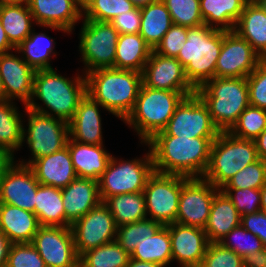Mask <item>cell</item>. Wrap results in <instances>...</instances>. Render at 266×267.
I'll return each mask as SVG.
<instances>
[{
	"mask_svg": "<svg viewBox=\"0 0 266 267\" xmlns=\"http://www.w3.org/2000/svg\"><path fill=\"white\" fill-rule=\"evenodd\" d=\"M217 137L184 138L167 135L163 130L147 142L154 171L161 174L202 178L210 158L213 141Z\"/></svg>",
	"mask_w": 266,
	"mask_h": 267,
	"instance_id": "6da1fadb",
	"label": "cell"
},
{
	"mask_svg": "<svg viewBox=\"0 0 266 267\" xmlns=\"http://www.w3.org/2000/svg\"><path fill=\"white\" fill-rule=\"evenodd\" d=\"M87 94L85 75L72 79L62 76L53 69L37 70L33 79V92L27 108L59 118L67 123L75 115L80 101ZM42 101L41 104L36 102ZM44 106V107H43Z\"/></svg>",
	"mask_w": 266,
	"mask_h": 267,
	"instance_id": "7a4b0ae2",
	"label": "cell"
},
{
	"mask_svg": "<svg viewBox=\"0 0 266 267\" xmlns=\"http://www.w3.org/2000/svg\"><path fill=\"white\" fill-rule=\"evenodd\" d=\"M87 94L104 110L124 121L134 109L142 73L132 70L103 68L85 74Z\"/></svg>",
	"mask_w": 266,
	"mask_h": 267,
	"instance_id": "3957f363",
	"label": "cell"
},
{
	"mask_svg": "<svg viewBox=\"0 0 266 267\" xmlns=\"http://www.w3.org/2000/svg\"><path fill=\"white\" fill-rule=\"evenodd\" d=\"M195 93L207 106L220 132L229 131L250 105L247 77H214Z\"/></svg>",
	"mask_w": 266,
	"mask_h": 267,
	"instance_id": "277c9868",
	"label": "cell"
},
{
	"mask_svg": "<svg viewBox=\"0 0 266 267\" xmlns=\"http://www.w3.org/2000/svg\"><path fill=\"white\" fill-rule=\"evenodd\" d=\"M221 48L222 30L205 24L188 28L187 41L176 59L185 68L186 77L195 89L215 77Z\"/></svg>",
	"mask_w": 266,
	"mask_h": 267,
	"instance_id": "5b68a950",
	"label": "cell"
},
{
	"mask_svg": "<svg viewBox=\"0 0 266 267\" xmlns=\"http://www.w3.org/2000/svg\"><path fill=\"white\" fill-rule=\"evenodd\" d=\"M186 96L179 91L152 89L143 83L132 112L123 121L137 132L140 143L162 131Z\"/></svg>",
	"mask_w": 266,
	"mask_h": 267,
	"instance_id": "8992f818",
	"label": "cell"
},
{
	"mask_svg": "<svg viewBox=\"0 0 266 267\" xmlns=\"http://www.w3.org/2000/svg\"><path fill=\"white\" fill-rule=\"evenodd\" d=\"M258 159L255 141L221 131L212 143L209 164L202 178L220 189L238 171Z\"/></svg>",
	"mask_w": 266,
	"mask_h": 267,
	"instance_id": "52a82bcc",
	"label": "cell"
},
{
	"mask_svg": "<svg viewBox=\"0 0 266 267\" xmlns=\"http://www.w3.org/2000/svg\"><path fill=\"white\" fill-rule=\"evenodd\" d=\"M136 158L126 161L112 155L98 180L102 202L115 195L143 192L148 178L154 173V164L150 150L141 159Z\"/></svg>",
	"mask_w": 266,
	"mask_h": 267,
	"instance_id": "ba28073f",
	"label": "cell"
},
{
	"mask_svg": "<svg viewBox=\"0 0 266 267\" xmlns=\"http://www.w3.org/2000/svg\"><path fill=\"white\" fill-rule=\"evenodd\" d=\"M27 114V127L23 125V144L26 141L30 149L28 161L21 159L18 164L29 165L32 161L57 152L67 145L69 139L68 123L62 119L51 117L36 111H33L25 106ZM26 127V128H25ZM27 129V130H26ZM25 160V161H24Z\"/></svg>",
	"mask_w": 266,
	"mask_h": 267,
	"instance_id": "9c48e42d",
	"label": "cell"
},
{
	"mask_svg": "<svg viewBox=\"0 0 266 267\" xmlns=\"http://www.w3.org/2000/svg\"><path fill=\"white\" fill-rule=\"evenodd\" d=\"M79 51L85 65L83 74L103 68H114L119 32L110 22L82 19Z\"/></svg>",
	"mask_w": 266,
	"mask_h": 267,
	"instance_id": "30bf717a",
	"label": "cell"
},
{
	"mask_svg": "<svg viewBox=\"0 0 266 267\" xmlns=\"http://www.w3.org/2000/svg\"><path fill=\"white\" fill-rule=\"evenodd\" d=\"M188 177L161 174L154 171L143 190L147 218L150 217L163 226L176 221L182 185Z\"/></svg>",
	"mask_w": 266,
	"mask_h": 267,
	"instance_id": "8fae6325",
	"label": "cell"
},
{
	"mask_svg": "<svg viewBox=\"0 0 266 267\" xmlns=\"http://www.w3.org/2000/svg\"><path fill=\"white\" fill-rule=\"evenodd\" d=\"M163 131L184 138L217 137L220 133L207 106L196 93L181 101Z\"/></svg>",
	"mask_w": 266,
	"mask_h": 267,
	"instance_id": "7c38bea8",
	"label": "cell"
},
{
	"mask_svg": "<svg viewBox=\"0 0 266 267\" xmlns=\"http://www.w3.org/2000/svg\"><path fill=\"white\" fill-rule=\"evenodd\" d=\"M75 250L83 253L114 241L117 225L108 206L101 202L71 225Z\"/></svg>",
	"mask_w": 266,
	"mask_h": 267,
	"instance_id": "4fadbf2b",
	"label": "cell"
},
{
	"mask_svg": "<svg viewBox=\"0 0 266 267\" xmlns=\"http://www.w3.org/2000/svg\"><path fill=\"white\" fill-rule=\"evenodd\" d=\"M263 61L251 44L234 30H222V48L215 67V77H248Z\"/></svg>",
	"mask_w": 266,
	"mask_h": 267,
	"instance_id": "5bb4252c",
	"label": "cell"
},
{
	"mask_svg": "<svg viewBox=\"0 0 266 267\" xmlns=\"http://www.w3.org/2000/svg\"><path fill=\"white\" fill-rule=\"evenodd\" d=\"M219 190L203 178H189L181 188L175 222L204 229L213 198Z\"/></svg>",
	"mask_w": 266,
	"mask_h": 267,
	"instance_id": "9a60e30c",
	"label": "cell"
},
{
	"mask_svg": "<svg viewBox=\"0 0 266 267\" xmlns=\"http://www.w3.org/2000/svg\"><path fill=\"white\" fill-rule=\"evenodd\" d=\"M31 243L46 267H76L79 264L71 227L41 226Z\"/></svg>",
	"mask_w": 266,
	"mask_h": 267,
	"instance_id": "2e32d148",
	"label": "cell"
},
{
	"mask_svg": "<svg viewBox=\"0 0 266 267\" xmlns=\"http://www.w3.org/2000/svg\"><path fill=\"white\" fill-rule=\"evenodd\" d=\"M142 83L152 89L179 91L186 97L195 94L189 83L185 68L175 57H166L154 50L142 72Z\"/></svg>",
	"mask_w": 266,
	"mask_h": 267,
	"instance_id": "e0dca14e",
	"label": "cell"
},
{
	"mask_svg": "<svg viewBox=\"0 0 266 267\" xmlns=\"http://www.w3.org/2000/svg\"><path fill=\"white\" fill-rule=\"evenodd\" d=\"M27 5L36 25L46 29L71 34L83 19V6L78 0H28Z\"/></svg>",
	"mask_w": 266,
	"mask_h": 267,
	"instance_id": "ac0fdd59",
	"label": "cell"
},
{
	"mask_svg": "<svg viewBox=\"0 0 266 267\" xmlns=\"http://www.w3.org/2000/svg\"><path fill=\"white\" fill-rule=\"evenodd\" d=\"M39 184L28 165L15 161L0 180V203L34 212Z\"/></svg>",
	"mask_w": 266,
	"mask_h": 267,
	"instance_id": "d6986e66",
	"label": "cell"
},
{
	"mask_svg": "<svg viewBox=\"0 0 266 267\" xmlns=\"http://www.w3.org/2000/svg\"><path fill=\"white\" fill-rule=\"evenodd\" d=\"M12 52L0 53V76L5 101H21L24 107L30 102L33 92L35 70L22 57ZM21 57V58H20Z\"/></svg>",
	"mask_w": 266,
	"mask_h": 267,
	"instance_id": "ffe728a7",
	"label": "cell"
},
{
	"mask_svg": "<svg viewBox=\"0 0 266 267\" xmlns=\"http://www.w3.org/2000/svg\"><path fill=\"white\" fill-rule=\"evenodd\" d=\"M169 234L172 262L176 260L181 267H199L210 243L204 229L174 222L169 225Z\"/></svg>",
	"mask_w": 266,
	"mask_h": 267,
	"instance_id": "44dd1931",
	"label": "cell"
},
{
	"mask_svg": "<svg viewBox=\"0 0 266 267\" xmlns=\"http://www.w3.org/2000/svg\"><path fill=\"white\" fill-rule=\"evenodd\" d=\"M61 193L65 210V227H71L75 221L102 202L98 181L91 178L77 177L61 189Z\"/></svg>",
	"mask_w": 266,
	"mask_h": 267,
	"instance_id": "7402d4cb",
	"label": "cell"
},
{
	"mask_svg": "<svg viewBox=\"0 0 266 267\" xmlns=\"http://www.w3.org/2000/svg\"><path fill=\"white\" fill-rule=\"evenodd\" d=\"M28 166L40 184L59 189L65 188L78 177L67 146L32 161Z\"/></svg>",
	"mask_w": 266,
	"mask_h": 267,
	"instance_id": "603a6c76",
	"label": "cell"
},
{
	"mask_svg": "<svg viewBox=\"0 0 266 267\" xmlns=\"http://www.w3.org/2000/svg\"><path fill=\"white\" fill-rule=\"evenodd\" d=\"M101 105L88 94L80 101L75 115L68 122L69 137L82 144H103Z\"/></svg>",
	"mask_w": 266,
	"mask_h": 267,
	"instance_id": "cb8c5ba5",
	"label": "cell"
},
{
	"mask_svg": "<svg viewBox=\"0 0 266 267\" xmlns=\"http://www.w3.org/2000/svg\"><path fill=\"white\" fill-rule=\"evenodd\" d=\"M66 146L77 176L98 181L112 157V154L105 149L104 144H82L69 137Z\"/></svg>",
	"mask_w": 266,
	"mask_h": 267,
	"instance_id": "d4e9b609",
	"label": "cell"
},
{
	"mask_svg": "<svg viewBox=\"0 0 266 267\" xmlns=\"http://www.w3.org/2000/svg\"><path fill=\"white\" fill-rule=\"evenodd\" d=\"M234 31L266 60V7L260 0L248 1L245 4Z\"/></svg>",
	"mask_w": 266,
	"mask_h": 267,
	"instance_id": "484cf974",
	"label": "cell"
},
{
	"mask_svg": "<svg viewBox=\"0 0 266 267\" xmlns=\"http://www.w3.org/2000/svg\"><path fill=\"white\" fill-rule=\"evenodd\" d=\"M41 227L34 212L0 203V231L13 243H31Z\"/></svg>",
	"mask_w": 266,
	"mask_h": 267,
	"instance_id": "4316f807",
	"label": "cell"
},
{
	"mask_svg": "<svg viewBox=\"0 0 266 267\" xmlns=\"http://www.w3.org/2000/svg\"><path fill=\"white\" fill-rule=\"evenodd\" d=\"M241 224V215L228 196L219 190L212 201L204 231L210 243L219 242Z\"/></svg>",
	"mask_w": 266,
	"mask_h": 267,
	"instance_id": "83f0119b",
	"label": "cell"
},
{
	"mask_svg": "<svg viewBox=\"0 0 266 267\" xmlns=\"http://www.w3.org/2000/svg\"><path fill=\"white\" fill-rule=\"evenodd\" d=\"M152 48L139 34H120L116 45L114 68L143 72Z\"/></svg>",
	"mask_w": 266,
	"mask_h": 267,
	"instance_id": "f1b7e54d",
	"label": "cell"
},
{
	"mask_svg": "<svg viewBox=\"0 0 266 267\" xmlns=\"http://www.w3.org/2000/svg\"><path fill=\"white\" fill-rule=\"evenodd\" d=\"M249 0H200L201 17L205 25L233 31L245 4Z\"/></svg>",
	"mask_w": 266,
	"mask_h": 267,
	"instance_id": "f546056e",
	"label": "cell"
},
{
	"mask_svg": "<svg viewBox=\"0 0 266 267\" xmlns=\"http://www.w3.org/2000/svg\"><path fill=\"white\" fill-rule=\"evenodd\" d=\"M32 30L31 34L22 41L15 49L20 53L22 59L35 71L53 69L50 59L56 56L55 44L53 37H49L46 33H36Z\"/></svg>",
	"mask_w": 266,
	"mask_h": 267,
	"instance_id": "4dcf8cb0",
	"label": "cell"
},
{
	"mask_svg": "<svg viewBox=\"0 0 266 267\" xmlns=\"http://www.w3.org/2000/svg\"><path fill=\"white\" fill-rule=\"evenodd\" d=\"M0 21L15 48L31 34L36 24L27 3L0 5Z\"/></svg>",
	"mask_w": 266,
	"mask_h": 267,
	"instance_id": "1f68e13d",
	"label": "cell"
},
{
	"mask_svg": "<svg viewBox=\"0 0 266 267\" xmlns=\"http://www.w3.org/2000/svg\"><path fill=\"white\" fill-rule=\"evenodd\" d=\"M140 12L141 27L139 34L154 50L173 25L170 13L161 0L140 8Z\"/></svg>",
	"mask_w": 266,
	"mask_h": 267,
	"instance_id": "d6a6232c",
	"label": "cell"
},
{
	"mask_svg": "<svg viewBox=\"0 0 266 267\" xmlns=\"http://www.w3.org/2000/svg\"><path fill=\"white\" fill-rule=\"evenodd\" d=\"M34 214L41 226L65 227V210L61 189L39 184Z\"/></svg>",
	"mask_w": 266,
	"mask_h": 267,
	"instance_id": "836d02e7",
	"label": "cell"
},
{
	"mask_svg": "<svg viewBox=\"0 0 266 267\" xmlns=\"http://www.w3.org/2000/svg\"><path fill=\"white\" fill-rule=\"evenodd\" d=\"M130 258L170 267L172 252L169 225L162 226L154 235L139 242Z\"/></svg>",
	"mask_w": 266,
	"mask_h": 267,
	"instance_id": "e575fe53",
	"label": "cell"
},
{
	"mask_svg": "<svg viewBox=\"0 0 266 267\" xmlns=\"http://www.w3.org/2000/svg\"><path fill=\"white\" fill-rule=\"evenodd\" d=\"M104 203L108 206L117 227L147 218L143 192L115 195L108 197Z\"/></svg>",
	"mask_w": 266,
	"mask_h": 267,
	"instance_id": "d590c367",
	"label": "cell"
},
{
	"mask_svg": "<svg viewBox=\"0 0 266 267\" xmlns=\"http://www.w3.org/2000/svg\"><path fill=\"white\" fill-rule=\"evenodd\" d=\"M13 101L0 102V145L7 147L11 152L19 151L23 141V118L22 112ZM23 118V119H22Z\"/></svg>",
	"mask_w": 266,
	"mask_h": 267,
	"instance_id": "8d00e7d4",
	"label": "cell"
},
{
	"mask_svg": "<svg viewBox=\"0 0 266 267\" xmlns=\"http://www.w3.org/2000/svg\"><path fill=\"white\" fill-rule=\"evenodd\" d=\"M130 255L116 240L83 253L79 257L82 267H126Z\"/></svg>",
	"mask_w": 266,
	"mask_h": 267,
	"instance_id": "74e56055",
	"label": "cell"
},
{
	"mask_svg": "<svg viewBox=\"0 0 266 267\" xmlns=\"http://www.w3.org/2000/svg\"><path fill=\"white\" fill-rule=\"evenodd\" d=\"M163 225L150 218L117 227L116 242L131 255L139 242L154 235Z\"/></svg>",
	"mask_w": 266,
	"mask_h": 267,
	"instance_id": "f35d334b",
	"label": "cell"
},
{
	"mask_svg": "<svg viewBox=\"0 0 266 267\" xmlns=\"http://www.w3.org/2000/svg\"><path fill=\"white\" fill-rule=\"evenodd\" d=\"M266 129V110L249 105L228 131L233 136L255 140Z\"/></svg>",
	"mask_w": 266,
	"mask_h": 267,
	"instance_id": "ab89813d",
	"label": "cell"
},
{
	"mask_svg": "<svg viewBox=\"0 0 266 267\" xmlns=\"http://www.w3.org/2000/svg\"><path fill=\"white\" fill-rule=\"evenodd\" d=\"M135 8L130 0H88L83 5V19L110 22Z\"/></svg>",
	"mask_w": 266,
	"mask_h": 267,
	"instance_id": "60d3db41",
	"label": "cell"
},
{
	"mask_svg": "<svg viewBox=\"0 0 266 267\" xmlns=\"http://www.w3.org/2000/svg\"><path fill=\"white\" fill-rule=\"evenodd\" d=\"M168 9L175 25L188 28L198 27L204 23L201 17L200 0H161Z\"/></svg>",
	"mask_w": 266,
	"mask_h": 267,
	"instance_id": "b9f144b4",
	"label": "cell"
},
{
	"mask_svg": "<svg viewBox=\"0 0 266 267\" xmlns=\"http://www.w3.org/2000/svg\"><path fill=\"white\" fill-rule=\"evenodd\" d=\"M266 183V161L258 159L231 177L220 189H260Z\"/></svg>",
	"mask_w": 266,
	"mask_h": 267,
	"instance_id": "7bdbcfd3",
	"label": "cell"
},
{
	"mask_svg": "<svg viewBox=\"0 0 266 267\" xmlns=\"http://www.w3.org/2000/svg\"><path fill=\"white\" fill-rule=\"evenodd\" d=\"M219 243L242 258L264 249L262 241L241 224L232 229Z\"/></svg>",
	"mask_w": 266,
	"mask_h": 267,
	"instance_id": "ee69618b",
	"label": "cell"
},
{
	"mask_svg": "<svg viewBox=\"0 0 266 267\" xmlns=\"http://www.w3.org/2000/svg\"><path fill=\"white\" fill-rule=\"evenodd\" d=\"M199 267H244L243 258L219 242L209 243Z\"/></svg>",
	"mask_w": 266,
	"mask_h": 267,
	"instance_id": "f6af8a7d",
	"label": "cell"
},
{
	"mask_svg": "<svg viewBox=\"0 0 266 267\" xmlns=\"http://www.w3.org/2000/svg\"><path fill=\"white\" fill-rule=\"evenodd\" d=\"M232 201L240 215L256 213L260 211V189H220Z\"/></svg>",
	"mask_w": 266,
	"mask_h": 267,
	"instance_id": "bcb514c9",
	"label": "cell"
},
{
	"mask_svg": "<svg viewBox=\"0 0 266 267\" xmlns=\"http://www.w3.org/2000/svg\"><path fill=\"white\" fill-rule=\"evenodd\" d=\"M6 267H46L32 243H13Z\"/></svg>",
	"mask_w": 266,
	"mask_h": 267,
	"instance_id": "7dc6e473",
	"label": "cell"
},
{
	"mask_svg": "<svg viewBox=\"0 0 266 267\" xmlns=\"http://www.w3.org/2000/svg\"><path fill=\"white\" fill-rule=\"evenodd\" d=\"M250 105L266 110V60L247 77Z\"/></svg>",
	"mask_w": 266,
	"mask_h": 267,
	"instance_id": "c3c4849f",
	"label": "cell"
},
{
	"mask_svg": "<svg viewBox=\"0 0 266 267\" xmlns=\"http://www.w3.org/2000/svg\"><path fill=\"white\" fill-rule=\"evenodd\" d=\"M188 27L173 24L154 51L166 57H177L187 41Z\"/></svg>",
	"mask_w": 266,
	"mask_h": 267,
	"instance_id": "681fc988",
	"label": "cell"
},
{
	"mask_svg": "<svg viewBox=\"0 0 266 267\" xmlns=\"http://www.w3.org/2000/svg\"><path fill=\"white\" fill-rule=\"evenodd\" d=\"M110 23L119 32V34H137L141 27L140 8L135 7L131 11L120 14L113 18Z\"/></svg>",
	"mask_w": 266,
	"mask_h": 267,
	"instance_id": "f907efd6",
	"label": "cell"
},
{
	"mask_svg": "<svg viewBox=\"0 0 266 267\" xmlns=\"http://www.w3.org/2000/svg\"><path fill=\"white\" fill-rule=\"evenodd\" d=\"M241 225L258 237L266 248V213L264 211L242 215Z\"/></svg>",
	"mask_w": 266,
	"mask_h": 267,
	"instance_id": "816d5d0a",
	"label": "cell"
},
{
	"mask_svg": "<svg viewBox=\"0 0 266 267\" xmlns=\"http://www.w3.org/2000/svg\"><path fill=\"white\" fill-rule=\"evenodd\" d=\"M14 154L7 147L0 145V180L6 174V171L15 163L16 157H14Z\"/></svg>",
	"mask_w": 266,
	"mask_h": 267,
	"instance_id": "f5cc1de1",
	"label": "cell"
},
{
	"mask_svg": "<svg viewBox=\"0 0 266 267\" xmlns=\"http://www.w3.org/2000/svg\"><path fill=\"white\" fill-rule=\"evenodd\" d=\"M244 267H265L266 248L249 254L243 258Z\"/></svg>",
	"mask_w": 266,
	"mask_h": 267,
	"instance_id": "db71d44e",
	"label": "cell"
},
{
	"mask_svg": "<svg viewBox=\"0 0 266 267\" xmlns=\"http://www.w3.org/2000/svg\"><path fill=\"white\" fill-rule=\"evenodd\" d=\"M11 246L9 238L0 231V267H6Z\"/></svg>",
	"mask_w": 266,
	"mask_h": 267,
	"instance_id": "11a10c76",
	"label": "cell"
},
{
	"mask_svg": "<svg viewBox=\"0 0 266 267\" xmlns=\"http://www.w3.org/2000/svg\"><path fill=\"white\" fill-rule=\"evenodd\" d=\"M254 141L258 157L266 161V129Z\"/></svg>",
	"mask_w": 266,
	"mask_h": 267,
	"instance_id": "9f6ffc18",
	"label": "cell"
},
{
	"mask_svg": "<svg viewBox=\"0 0 266 267\" xmlns=\"http://www.w3.org/2000/svg\"><path fill=\"white\" fill-rule=\"evenodd\" d=\"M16 48L9 42L6 32L0 21V53L10 52Z\"/></svg>",
	"mask_w": 266,
	"mask_h": 267,
	"instance_id": "6f0895ef",
	"label": "cell"
},
{
	"mask_svg": "<svg viewBox=\"0 0 266 267\" xmlns=\"http://www.w3.org/2000/svg\"><path fill=\"white\" fill-rule=\"evenodd\" d=\"M126 267H164L154 262H144L130 258Z\"/></svg>",
	"mask_w": 266,
	"mask_h": 267,
	"instance_id": "680465c9",
	"label": "cell"
},
{
	"mask_svg": "<svg viewBox=\"0 0 266 267\" xmlns=\"http://www.w3.org/2000/svg\"><path fill=\"white\" fill-rule=\"evenodd\" d=\"M261 192V206L260 210L266 213V183L260 188Z\"/></svg>",
	"mask_w": 266,
	"mask_h": 267,
	"instance_id": "91938a15",
	"label": "cell"
},
{
	"mask_svg": "<svg viewBox=\"0 0 266 267\" xmlns=\"http://www.w3.org/2000/svg\"><path fill=\"white\" fill-rule=\"evenodd\" d=\"M135 7L142 8L158 0H130Z\"/></svg>",
	"mask_w": 266,
	"mask_h": 267,
	"instance_id": "94428289",
	"label": "cell"
},
{
	"mask_svg": "<svg viewBox=\"0 0 266 267\" xmlns=\"http://www.w3.org/2000/svg\"><path fill=\"white\" fill-rule=\"evenodd\" d=\"M28 0H0V5H10V4H24Z\"/></svg>",
	"mask_w": 266,
	"mask_h": 267,
	"instance_id": "6125c7cd",
	"label": "cell"
},
{
	"mask_svg": "<svg viewBox=\"0 0 266 267\" xmlns=\"http://www.w3.org/2000/svg\"><path fill=\"white\" fill-rule=\"evenodd\" d=\"M3 101H5V94H4L2 79L0 76V102H3Z\"/></svg>",
	"mask_w": 266,
	"mask_h": 267,
	"instance_id": "be15d7a7",
	"label": "cell"
},
{
	"mask_svg": "<svg viewBox=\"0 0 266 267\" xmlns=\"http://www.w3.org/2000/svg\"><path fill=\"white\" fill-rule=\"evenodd\" d=\"M78 1L83 6L88 0H78Z\"/></svg>",
	"mask_w": 266,
	"mask_h": 267,
	"instance_id": "e7e4bbea",
	"label": "cell"
},
{
	"mask_svg": "<svg viewBox=\"0 0 266 267\" xmlns=\"http://www.w3.org/2000/svg\"><path fill=\"white\" fill-rule=\"evenodd\" d=\"M260 1L266 7V0H260Z\"/></svg>",
	"mask_w": 266,
	"mask_h": 267,
	"instance_id": "03108f58",
	"label": "cell"
}]
</instances>
